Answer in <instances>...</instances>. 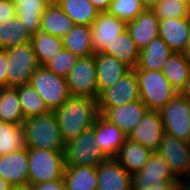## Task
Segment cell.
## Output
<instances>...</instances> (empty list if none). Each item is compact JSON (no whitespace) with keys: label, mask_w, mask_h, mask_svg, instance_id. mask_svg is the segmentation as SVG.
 <instances>
[{"label":"cell","mask_w":190,"mask_h":190,"mask_svg":"<svg viewBox=\"0 0 190 190\" xmlns=\"http://www.w3.org/2000/svg\"><path fill=\"white\" fill-rule=\"evenodd\" d=\"M54 113L65 143L92 128L100 115L97 100L87 96H70L62 106L54 110Z\"/></svg>","instance_id":"6da1fadb"},{"label":"cell","mask_w":190,"mask_h":190,"mask_svg":"<svg viewBox=\"0 0 190 190\" xmlns=\"http://www.w3.org/2000/svg\"><path fill=\"white\" fill-rule=\"evenodd\" d=\"M22 128L27 148L64 152L66 143L54 111L25 119Z\"/></svg>","instance_id":"7a4b0ae2"},{"label":"cell","mask_w":190,"mask_h":190,"mask_svg":"<svg viewBox=\"0 0 190 190\" xmlns=\"http://www.w3.org/2000/svg\"><path fill=\"white\" fill-rule=\"evenodd\" d=\"M132 190H181L186 186L163 156L153 152L147 164L131 175Z\"/></svg>","instance_id":"3957f363"},{"label":"cell","mask_w":190,"mask_h":190,"mask_svg":"<svg viewBox=\"0 0 190 190\" xmlns=\"http://www.w3.org/2000/svg\"><path fill=\"white\" fill-rule=\"evenodd\" d=\"M140 100L148 110H160L179 92L169 83L161 71L135 70Z\"/></svg>","instance_id":"277c9868"},{"label":"cell","mask_w":190,"mask_h":190,"mask_svg":"<svg viewBox=\"0 0 190 190\" xmlns=\"http://www.w3.org/2000/svg\"><path fill=\"white\" fill-rule=\"evenodd\" d=\"M28 158L30 185L63 179L64 152L28 148Z\"/></svg>","instance_id":"5b68a950"},{"label":"cell","mask_w":190,"mask_h":190,"mask_svg":"<svg viewBox=\"0 0 190 190\" xmlns=\"http://www.w3.org/2000/svg\"><path fill=\"white\" fill-rule=\"evenodd\" d=\"M7 54V87L28 84L39 67L31 42L4 50Z\"/></svg>","instance_id":"8992f818"},{"label":"cell","mask_w":190,"mask_h":190,"mask_svg":"<svg viewBox=\"0 0 190 190\" xmlns=\"http://www.w3.org/2000/svg\"><path fill=\"white\" fill-rule=\"evenodd\" d=\"M29 83L43 98L50 111L62 106L70 97L66 79L44 66H39L34 71Z\"/></svg>","instance_id":"52a82bcc"},{"label":"cell","mask_w":190,"mask_h":190,"mask_svg":"<svg viewBox=\"0 0 190 190\" xmlns=\"http://www.w3.org/2000/svg\"><path fill=\"white\" fill-rule=\"evenodd\" d=\"M95 133L93 128L82 132L76 139L65 144V166L98 167L108 157L94 144Z\"/></svg>","instance_id":"ba28073f"},{"label":"cell","mask_w":190,"mask_h":190,"mask_svg":"<svg viewBox=\"0 0 190 190\" xmlns=\"http://www.w3.org/2000/svg\"><path fill=\"white\" fill-rule=\"evenodd\" d=\"M164 133L177 139L190 140V100L178 93L159 110Z\"/></svg>","instance_id":"9c48e42d"},{"label":"cell","mask_w":190,"mask_h":190,"mask_svg":"<svg viewBox=\"0 0 190 190\" xmlns=\"http://www.w3.org/2000/svg\"><path fill=\"white\" fill-rule=\"evenodd\" d=\"M70 96H87L97 100L95 54L77 59L75 66L65 77Z\"/></svg>","instance_id":"30bf717a"},{"label":"cell","mask_w":190,"mask_h":190,"mask_svg":"<svg viewBox=\"0 0 190 190\" xmlns=\"http://www.w3.org/2000/svg\"><path fill=\"white\" fill-rule=\"evenodd\" d=\"M156 152L164 157L173 173L190 188V150L188 142L164 133Z\"/></svg>","instance_id":"8fae6325"},{"label":"cell","mask_w":190,"mask_h":190,"mask_svg":"<svg viewBox=\"0 0 190 190\" xmlns=\"http://www.w3.org/2000/svg\"><path fill=\"white\" fill-rule=\"evenodd\" d=\"M137 100H140L139 83L136 72L132 69L112 87L99 94L97 105L98 108H114Z\"/></svg>","instance_id":"7c38bea8"},{"label":"cell","mask_w":190,"mask_h":190,"mask_svg":"<svg viewBox=\"0 0 190 190\" xmlns=\"http://www.w3.org/2000/svg\"><path fill=\"white\" fill-rule=\"evenodd\" d=\"M164 126L158 110H147L138 125L127 136L131 141L137 142L156 152L163 139Z\"/></svg>","instance_id":"4fadbf2b"},{"label":"cell","mask_w":190,"mask_h":190,"mask_svg":"<svg viewBox=\"0 0 190 190\" xmlns=\"http://www.w3.org/2000/svg\"><path fill=\"white\" fill-rule=\"evenodd\" d=\"M147 110L141 100L114 108H98L99 114L104 119L116 125L127 136L138 125Z\"/></svg>","instance_id":"5bb4252c"},{"label":"cell","mask_w":190,"mask_h":190,"mask_svg":"<svg viewBox=\"0 0 190 190\" xmlns=\"http://www.w3.org/2000/svg\"><path fill=\"white\" fill-rule=\"evenodd\" d=\"M126 22L107 12H99L91 25V41L94 53L100 52L106 45L126 30Z\"/></svg>","instance_id":"9a60e30c"},{"label":"cell","mask_w":190,"mask_h":190,"mask_svg":"<svg viewBox=\"0 0 190 190\" xmlns=\"http://www.w3.org/2000/svg\"><path fill=\"white\" fill-rule=\"evenodd\" d=\"M28 148L0 156V176L13 187L29 184Z\"/></svg>","instance_id":"2e32d148"},{"label":"cell","mask_w":190,"mask_h":190,"mask_svg":"<svg viewBox=\"0 0 190 190\" xmlns=\"http://www.w3.org/2000/svg\"><path fill=\"white\" fill-rule=\"evenodd\" d=\"M92 128L95 133L94 144L99 147L108 158H115L120 147L127 139V135L116 125L109 123L99 115Z\"/></svg>","instance_id":"e0dca14e"},{"label":"cell","mask_w":190,"mask_h":190,"mask_svg":"<svg viewBox=\"0 0 190 190\" xmlns=\"http://www.w3.org/2000/svg\"><path fill=\"white\" fill-rule=\"evenodd\" d=\"M159 37L175 53H184L190 38V18L159 20Z\"/></svg>","instance_id":"ac0fdd59"},{"label":"cell","mask_w":190,"mask_h":190,"mask_svg":"<svg viewBox=\"0 0 190 190\" xmlns=\"http://www.w3.org/2000/svg\"><path fill=\"white\" fill-rule=\"evenodd\" d=\"M126 30L141 51L159 37V18L150 8H146L134 20L127 22Z\"/></svg>","instance_id":"d6986e66"},{"label":"cell","mask_w":190,"mask_h":190,"mask_svg":"<svg viewBox=\"0 0 190 190\" xmlns=\"http://www.w3.org/2000/svg\"><path fill=\"white\" fill-rule=\"evenodd\" d=\"M96 77L99 94L112 87L121 77L132 70L127 64L117 60L114 56L105 53H95Z\"/></svg>","instance_id":"ffe728a7"},{"label":"cell","mask_w":190,"mask_h":190,"mask_svg":"<svg viewBox=\"0 0 190 190\" xmlns=\"http://www.w3.org/2000/svg\"><path fill=\"white\" fill-rule=\"evenodd\" d=\"M97 190H132L131 175L115 158H108L97 167Z\"/></svg>","instance_id":"44dd1931"},{"label":"cell","mask_w":190,"mask_h":190,"mask_svg":"<svg viewBox=\"0 0 190 190\" xmlns=\"http://www.w3.org/2000/svg\"><path fill=\"white\" fill-rule=\"evenodd\" d=\"M152 153V150L127 138L120 147L115 159L130 175H132L143 169Z\"/></svg>","instance_id":"7402d4cb"},{"label":"cell","mask_w":190,"mask_h":190,"mask_svg":"<svg viewBox=\"0 0 190 190\" xmlns=\"http://www.w3.org/2000/svg\"><path fill=\"white\" fill-rule=\"evenodd\" d=\"M173 53L162 38L157 37L140 51L134 70L161 71L163 64Z\"/></svg>","instance_id":"603a6c76"},{"label":"cell","mask_w":190,"mask_h":190,"mask_svg":"<svg viewBox=\"0 0 190 190\" xmlns=\"http://www.w3.org/2000/svg\"><path fill=\"white\" fill-rule=\"evenodd\" d=\"M75 25L71 18L53 0L42 14L40 31L62 38L66 36Z\"/></svg>","instance_id":"cb8c5ba5"},{"label":"cell","mask_w":190,"mask_h":190,"mask_svg":"<svg viewBox=\"0 0 190 190\" xmlns=\"http://www.w3.org/2000/svg\"><path fill=\"white\" fill-rule=\"evenodd\" d=\"M100 52L114 56L117 60L127 64L132 69L136 68L140 55V50L127 30L117 35Z\"/></svg>","instance_id":"d4e9b609"},{"label":"cell","mask_w":190,"mask_h":190,"mask_svg":"<svg viewBox=\"0 0 190 190\" xmlns=\"http://www.w3.org/2000/svg\"><path fill=\"white\" fill-rule=\"evenodd\" d=\"M53 0H20L15 6L16 16L30 35L40 31L41 17Z\"/></svg>","instance_id":"484cf974"},{"label":"cell","mask_w":190,"mask_h":190,"mask_svg":"<svg viewBox=\"0 0 190 190\" xmlns=\"http://www.w3.org/2000/svg\"><path fill=\"white\" fill-rule=\"evenodd\" d=\"M162 74L180 93L190 77V60L183 53H173L163 64Z\"/></svg>","instance_id":"4316f807"},{"label":"cell","mask_w":190,"mask_h":190,"mask_svg":"<svg viewBox=\"0 0 190 190\" xmlns=\"http://www.w3.org/2000/svg\"><path fill=\"white\" fill-rule=\"evenodd\" d=\"M63 179L66 190H97V167L65 166Z\"/></svg>","instance_id":"83f0119b"},{"label":"cell","mask_w":190,"mask_h":190,"mask_svg":"<svg viewBox=\"0 0 190 190\" xmlns=\"http://www.w3.org/2000/svg\"><path fill=\"white\" fill-rule=\"evenodd\" d=\"M61 41L64 49L78 58L95 54L91 41V26L75 25Z\"/></svg>","instance_id":"f1b7e54d"},{"label":"cell","mask_w":190,"mask_h":190,"mask_svg":"<svg viewBox=\"0 0 190 190\" xmlns=\"http://www.w3.org/2000/svg\"><path fill=\"white\" fill-rule=\"evenodd\" d=\"M76 25L91 26L99 11L89 0H54Z\"/></svg>","instance_id":"f546056e"},{"label":"cell","mask_w":190,"mask_h":190,"mask_svg":"<svg viewBox=\"0 0 190 190\" xmlns=\"http://www.w3.org/2000/svg\"><path fill=\"white\" fill-rule=\"evenodd\" d=\"M24 120L19 102L18 88H0V122L22 125Z\"/></svg>","instance_id":"4dcf8cb0"},{"label":"cell","mask_w":190,"mask_h":190,"mask_svg":"<svg viewBox=\"0 0 190 190\" xmlns=\"http://www.w3.org/2000/svg\"><path fill=\"white\" fill-rule=\"evenodd\" d=\"M30 40L31 35L17 16L7 22L0 23V50L24 45Z\"/></svg>","instance_id":"1f68e13d"},{"label":"cell","mask_w":190,"mask_h":190,"mask_svg":"<svg viewBox=\"0 0 190 190\" xmlns=\"http://www.w3.org/2000/svg\"><path fill=\"white\" fill-rule=\"evenodd\" d=\"M39 66H43L54 55L63 50L61 38L52 36L41 31L31 35L30 40Z\"/></svg>","instance_id":"d6a6232c"},{"label":"cell","mask_w":190,"mask_h":190,"mask_svg":"<svg viewBox=\"0 0 190 190\" xmlns=\"http://www.w3.org/2000/svg\"><path fill=\"white\" fill-rule=\"evenodd\" d=\"M19 102L24 119L41 116L50 112L46 103L30 83L17 87Z\"/></svg>","instance_id":"836d02e7"},{"label":"cell","mask_w":190,"mask_h":190,"mask_svg":"<svg viewBox=\"0 0 190 190\" xmlns=\"http://www.w3.org/2000/svg\"><path fill=\"white\" fill-rule=\"evenodd\" d=\"M26 147L22 125L0 122V156Z\"/></svg>","instance_id":"e575fe53"},{"label":"cell","mask_w":190,"mask_h":190,"mask_svg":"<svg viewBox=\"0 0 190 190\" xmlns=\"http://www.w3.org/2000/svg\"><path fill=\"white\" fill-rule=\"evenodd\" d=\"M150 9L159 20L189 17L188 4L181 0H160Z\"/></svg>","instance_id":"d590c367"},{"label":"cell","mask_w":190,"mask_h":190,"mask_svg":"<svg viewBox=\"0 0 190 190\" xmlns=\"http://www.w3.org/2000/svg\"><path fill=\"white\" fill-rule=\"evenodd\" d=\"M145 9L141 0H112L108 12L127 23L134 20Z\"/></svg>","instance_id":"8d00e7d4"},{"label":"cell","mask_w":190,"mask_h":190,"mask_svg":"<svg viewBox=\"0 0 190 190\" xmlns=\"http://www.w3.org/2000/svg\"><path fill=\"white\" fill-rule=\"evenodd\" d=\"M78 57L72 52L63 49L59 51L43 66L55 73L56 75L66 77L71 69L75 66Z\"/></svg>","instance_id":"74e56055"},{"label":"cell","mask_w":190,"mask_h":190,"mask_svg":"<svg viewBox=\"0 0 190 190\" xmlns=\"http://www.w3.org/2000/svg\"><path fill=\"white\" fill-rule=\"evenodd\" d=\"M15 16V5L10 0H0V23L7 22Z\"/></svg>","instance_id":"f35d334b"},{"label":"cell","mask_w":190,"mask_h":190,"mask_svg":"<svg viewBox=\"0 0 190 190\" xmlns=\"http://www.w3.org/2000/svg\"><path fill=\"white\" fill-rule=\"evenodd\" d=\"M8 58L4 50H0V88L7 87Z\"/></svg>","instance_id":"ab89813d"},{"label":"cell","mask_w":190,"mask_h":190,"mask_svg":"<svg viewBox=\"0 0 190 190\" xmlns=\"http://www.w3.org/2000/svg\"><path fill=\"white\" fill-rule=\"evenodd\" d=\"M33 190H66L64 179L33 185Z\"/></svg>","instance_id":"60d3db41"},{"label":"cell","mask_w":190,"mask_h":190,"mask_svg":"<svg viewBox=\"0 0 190 190\" xmlns=\"http://www.w3.org/2000/svg\"><path fill=\"white\" fill-rule=\"evenodd\" d=\"M99 12H107L112 0H89Z\"/></svg>","instance_id":"b9f144b4"},{"label":"cell","mask_w":190,"mask_h":190,"mask_svg":"<svg viewBox=\"0 0 190 190\" xmlns=\"http://www.w3.org/2000/svg\"><path fill=\"white\" fill-rule=\"evenodd\" d=\"M180 94L182 96H184L185 98H187L188 100H190V77H189L187 84L185 85V87L180 92Z\"/></svg>","instance_id":"7bdbcfd3"},{"label":"cell","mask_w":190,"mask_h":190,"mask_svg":"<svg viewBox=\"0 0 190 190\" xmlns=\"http://www.w3.org/2000/svg\"><path fill=\"white\" fill-rule=\"evenodd\" d=\"M0 190H13V186L0 176Z\"/></svg>","instance_id":"ee69618b"},{"label":"cell","mask_w":190,"mask_h":190,"mask_svg":"<svg viewBox=\"0 0 190 190\" xmlns=\"http://www.w3.org/2000/svg\"><path fill=\"white\" fill-rule=\"evenodd\" d=\"M160 0H141L142 4L146 7V8H151L153 5H155L156 3H158Z\"/></svg>","instance_id":"f6af8a7d"},{"label":"cell","mask_w":190,"mask_h":190,"mask_svg":"<svg viewBox=\"0 0 190 190\" xmlns=\"http://www.w3.org/2000/svg\"><path fill=\"white\" fill-rule=\"evenodd\" d=\"M13 190H33V185L27 184V185L14 186Z\"/></svg>","instance_id":"bcb514c9"},{"label":"cell","mask_w":190,"mask_h":190,"mask_svg":"<svg viewBox=\"0 0 190 190\" xmlns=\"http://www.w3.org/2000/svg\"><path fill=\"white\" fill-rule=\"evenodd\" d=\"M183 54L190 60V38L188 40L187 48Z\"/></svg>","instance_id":"7dc6e473"},{"label":"cell","mask_w":190,"mask_h":190,"mask_svg":"<svg viewBox=\"0 0 190 190\" xmlns=\"http://www.w3.org/2000/svg\"><path fill=\"white\" fill-rule=\"evenodd\" d=\"M15 6L20 2V0H10Z\"/></svg>","instance_id":"c3c4849f"},{"label":"cell","mask_w":190,"mask_h":190,"mask_svg":"<svg viewBox=\"0 0 190 190\" xmlns=\"http://www.w3.org/2000/svg\"><path fill=\"white\" fill-rule=\"evenodd\" d=\"M188 12H189V18H190V1L188 3Z\"/></svg>","instance_id":"681fc988"},{"label":"cell","mask_w":190,"mask_h":190,"mask_svg":"<svg viewBox=\"0 0 190 190\" xmlns=\"http://www.w3.org/2000/svg\"><path fill=\"white\" fill-rule=\"evenodd\" d=\"M181 190H190L189 187H183Z\"/></svg>","instance_id":"f907efd6"},{"label":"cell","mask_w":190,"mask_h":190,"mask_svg":"<svg viewBox=\"0 0 190 190\" xmlns=\"http://www.w3.org/2000/svg\"><path fill=\"white\" fill-rule=\"evenodd\" d=\"M181 1H183V2H185V3L188 4L190 0H181Z\"/></svg>","instance_id":"816d5d0a"}]
</instances>
